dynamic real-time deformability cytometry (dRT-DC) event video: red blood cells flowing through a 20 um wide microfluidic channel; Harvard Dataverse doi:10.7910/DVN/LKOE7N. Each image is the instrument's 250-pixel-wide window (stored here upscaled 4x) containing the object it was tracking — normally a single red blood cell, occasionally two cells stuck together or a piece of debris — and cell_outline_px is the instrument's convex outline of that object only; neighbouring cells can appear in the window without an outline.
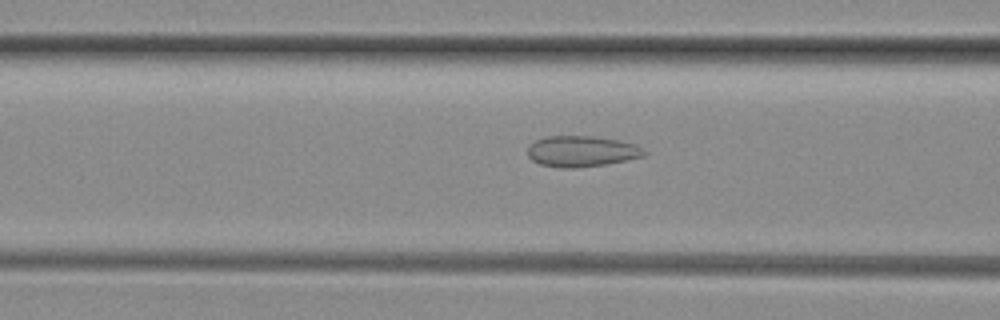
{"species": "common noctule bat (a hibernating species)", "species_latin": "Nyctalus noctula", "temperature_condition": "room temperature", "stored_images_in_passage": 29, "camera_frame_rate_fps": 3000, "um_per_image_px": 0.085, "animal": {"sex": "female", "body_mass_g": 29.2, "forearm_length_mm": 56.3}, "frame": {"image": 1, "passage_image": 5, "time_ms": 1.333, "image_size_px": [1000, 320], "cell_outline_px": [[648, 152], [644, 156], [604, 164], [572, 168], [560, 168], [540, 164], [532, 160], [528, 156], [528, 148], [536, 140], [544, 136], [592, 136], [616, 140], [636, 144]], "centroid_in_image_um": [49.43, 12.86], "position_along_channel_um": 117.2, "area_um2": 20.81}}
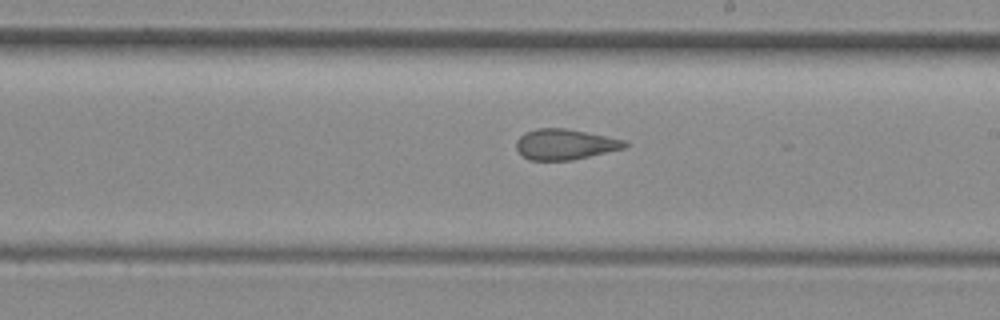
{"frame": {"image": 2, "passage_image": 14, "time_ms": 4.333, "image_size_px": [1000, 320], "cell_outline_px": [[628, 144], [624, 148], [572, 160], [528, 160], [516, 148], [516, 140], [520, 136], [528, 132], [540, 128], [564, 128], [624, 140]], "centroid_in_image_um": [48.0, 12.28], "position_along_channel_um": 241.0, "area_um2": 18.9}}
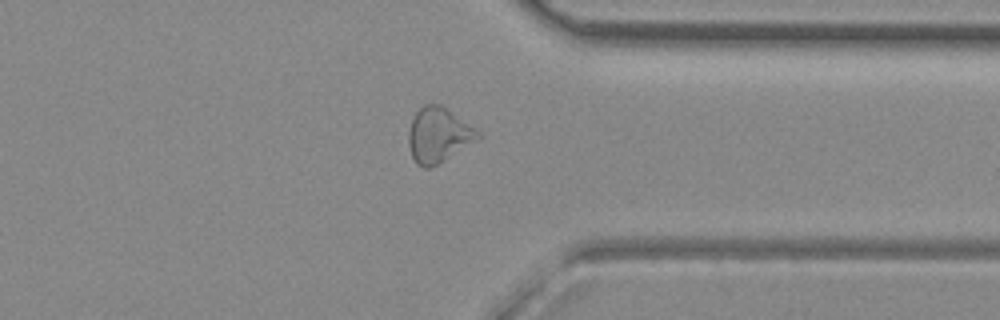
{"frame": {"image": 3, "passage_image": 24, "time_ms": 7.667, "image_size_px": [1000, 320], "cell_outline_px": [[480, 136], [476, 140], [432, 168], [424, 168], [416, 164], [412, 156], [408, 144], [408, 132], [412, 120], [416, 112], [424, 104], [440, 104], [480, 132]], "centroid_in_image_um": [37.22, 11.49], "position_along_channel_um": 374.2, "area_um2": 21.85}, "authors_computed_cell_mechanics": {"area_um2": 19.8832, "velocity_mm_per_s": 4.1395, "shape_relaxation_time_tau1_ms": null, "shape_relaxation_time_tau2_ms": 1.5168, "deformation_change_tau1": null, "deformation_change_tau2": 0.0894}}